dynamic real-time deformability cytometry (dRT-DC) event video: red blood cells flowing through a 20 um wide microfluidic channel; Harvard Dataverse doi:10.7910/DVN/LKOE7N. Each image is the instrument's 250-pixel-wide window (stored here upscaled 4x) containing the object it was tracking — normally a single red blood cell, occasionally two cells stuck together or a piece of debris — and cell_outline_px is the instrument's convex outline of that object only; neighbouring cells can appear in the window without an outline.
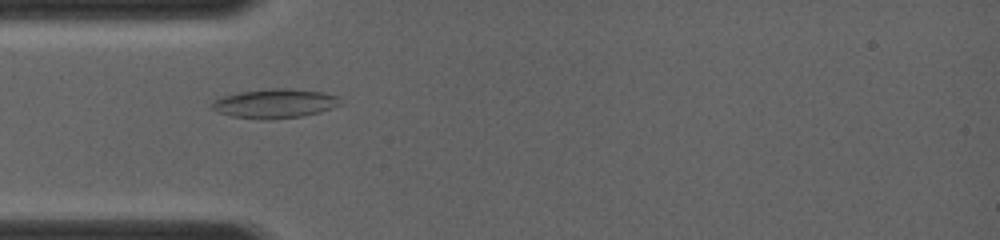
{"species": "common noctule bat (a hibernating species)", "species_latin": "Nyctalus noctula", "temperature_condition": "room temperature", "stored_images_in_passage": 20, "camera_frame_rate_fps": 4000, "um_per_image_px": 0.085, "animal": {"sex": "female", "body_mass_g": 19.0, "forearm_length_mm": 56.7}, "frame": {"image": 1, "passage_image": 9, "time_ms": 2.25, "image_size_px": [1000, 240], "cell_outline_px": [[344, 104], [320, 112], [300, 116], [232, 116], [220, 112], [212, 108], [212, 100], [236, 92], [268, 88], [292, 88], [324, 92], [340, 96]], "centroid_in_image_um": [23.46, 8.72], "position_along_channel_um": 61.5, "area_um2": 21.15}}
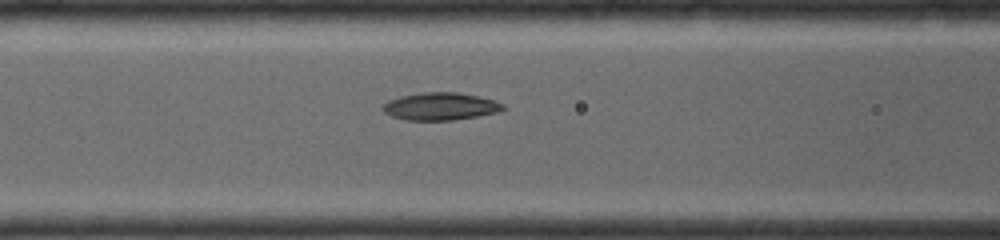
{"frame": {"image": 2, "passage_image": 14, "time_ms": 3.75, "image_size_px": [1000, 240], "cell_outline_px": [[508, 108], [496, 112], [476, 116], [452, 120], [404, 120], [392, 116], [384, 112], [380, 108], [388, 100], [400, 96], [420, 92], [456, 92], [476, 96], [492, 100], [504, 104]], "centroid_in_image_um": [37.39, 9.04], "position_along_channel_um": 129.2, "area_um2": 19.25}}
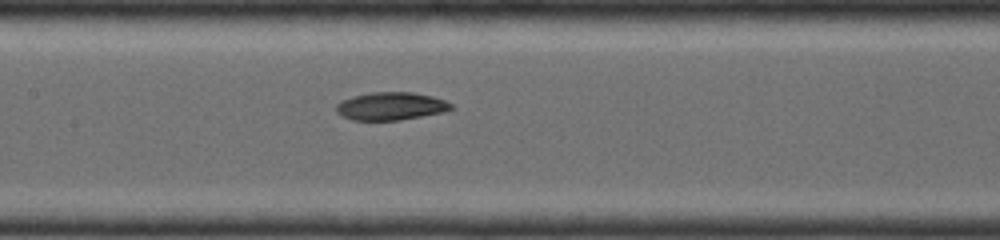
{"frame": {"image": 3, "passage_image": 18, "time_ms": 4.75, "image_size_px": [1000, 240], "cell_outline_px": [[452, 108], [440, 112], [400, 120], [352, 120], [340, 116], [336, 112], [336, 104], [340, 100], [352, 96], [372, 92], [412, 92], [432, 96], [444, 100], [452, 104]], "centroid_in_image_um": [33.14, 9.02], "position_along_channel_um": 174.3, "area_um2": 18.61}}